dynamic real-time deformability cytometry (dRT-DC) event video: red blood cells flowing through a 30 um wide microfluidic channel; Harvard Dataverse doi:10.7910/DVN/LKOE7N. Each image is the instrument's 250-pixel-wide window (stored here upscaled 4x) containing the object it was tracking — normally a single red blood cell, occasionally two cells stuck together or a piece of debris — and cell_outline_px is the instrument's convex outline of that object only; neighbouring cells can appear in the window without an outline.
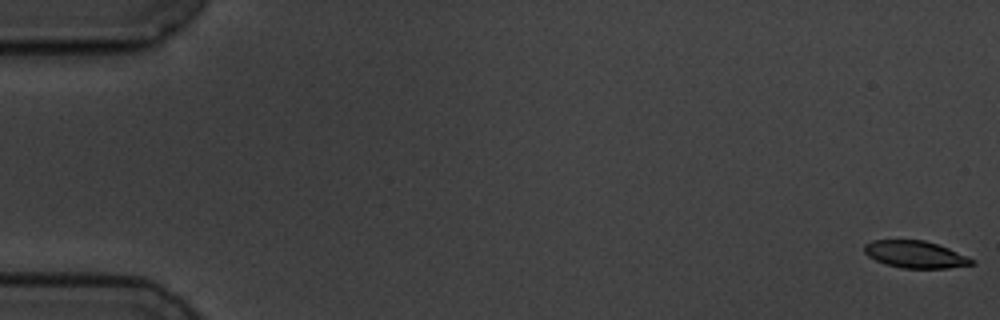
{"species": "common noctule bat (a hibernating species)", "species_latin": "Nyctalus noctula", "temperature_condition": "cold", "stored_images_in_passage": 19, "camera_frame_rate_fps": 3000, "um_per_image_px": 0.085, "animal": {"sex": "male", "body_mass_g": 19.5, "forearm_length_mm": 54.6}, "frame": {"image": 1, "passage_image": 1, "time_ms": 0.0, "image_size_px": [1000, 320], "cell_outline_px": [[976, 264], [948, 268], [904, 268], [884, 264], [868, 256], [864, 252], [864, 244], [872, 240], [924, 240], [948, 248], [976, 260]], "centroid_in_image_um": [77.81, 21.63], "position_along_channel_um": 7.2, "area_um2": 16.99}}
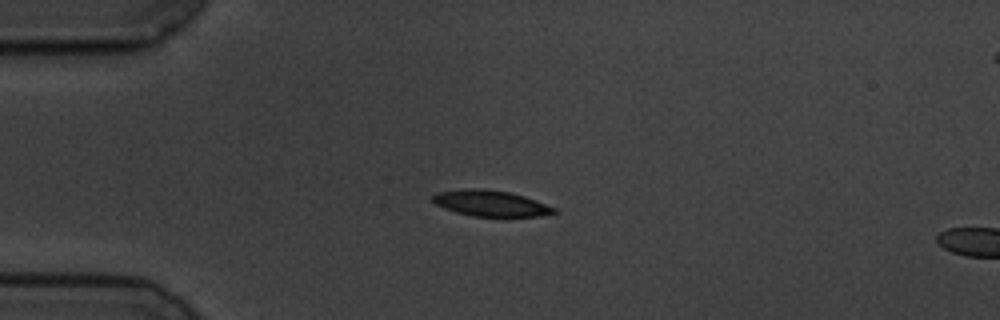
{"frame": {"image": 2, "passage_image": 15, "time_ms": 4.667, "image_size_px": [1000, 320], "cell_outline_px": [[560, 212], [540, 216], [472, 216], [456, 212], [444, 208], [436, 204], [432, 200], [432, 196], [436, 192], [464, 188], [480, 188], [512, 192], [536, 200], [556, 208]], "centroid_in_image_um": [41.72, 17.27], "position_along_channel_um": 43.3, "area_um2": 18.5}}